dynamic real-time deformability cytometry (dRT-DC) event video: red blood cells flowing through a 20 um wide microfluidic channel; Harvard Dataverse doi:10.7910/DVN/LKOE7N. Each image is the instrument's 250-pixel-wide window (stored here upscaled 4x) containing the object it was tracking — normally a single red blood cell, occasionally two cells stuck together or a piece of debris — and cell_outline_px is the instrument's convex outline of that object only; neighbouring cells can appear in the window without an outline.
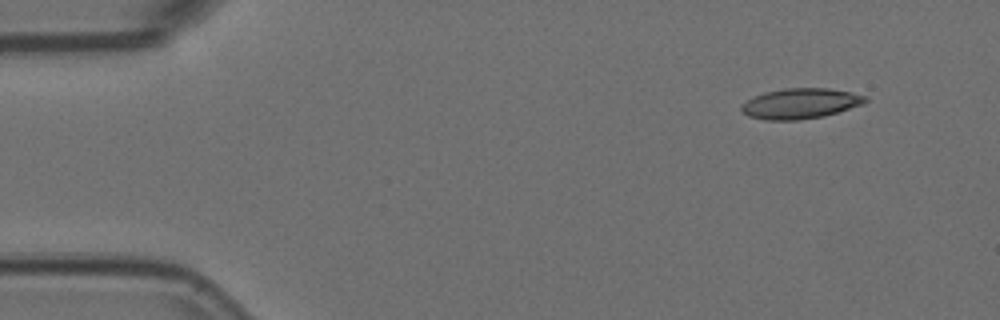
{"species": "Egyptian fruit bat (a non-hibernating species)", "species_latin": "Rousettus aegyptiacus", "temperature_condition": "room temperature", "stored_images_in_passage": 52, "camera_frame_rate_fps": 3000, "um_per_image_px": 0.085, "animal": {"sex": "female"}, "frame": {"image": 1, "passage_image": 1, "time_ms": 0.0, "image_size_px": [1000, 320], "cell_outline_px": [[868, 100], [864, 104], [824, 116], [796, 120], [764, 120], [748, 116], [740, 108], [740, 104], [764, 92], [784, 88], [828, 88], [868, 96]], "centroid_in_image_um": [68.03, 8.8], "position_along_channel_um": 17.0, "area_um2": 21.91}}
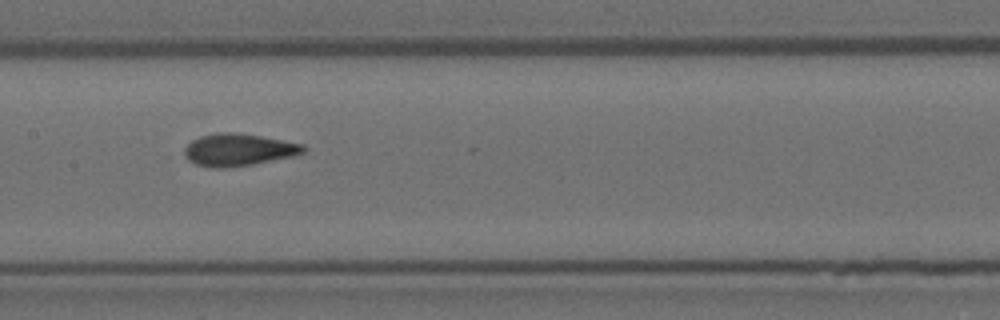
{"frame": {"image": 2, "passage_image": 23, "time_ms": 7.333, "image_size_px": [1000, 320], "cell_outline_px": [[308, 148], [304, 152], [296, 156], [252, 164], [224, 168], [216, 168], [196, 164], [188, 160], [184, 156], [184, 148], [192, 140], [200, 136], [216, 132], [236, 132], [260, 136], [304, 144]], "centroid_in_image_um": [20.28, 12.73], "position_along_channel_um": 187.1, "area_um2": 22.48}}
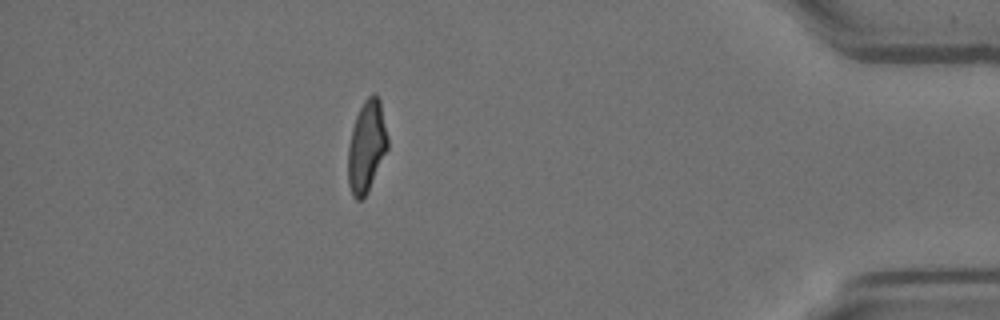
{"frame": {"image": 3, "passage_image": 45, "time_ms": 14.667, "image_size_px": [1000, 320], "cell_outline_px": [[388, 148], [368, 192], [360, 200], [356, 200], [352, 196], [348, 184], [348, 148], [352, 128], [356, 116], [364, 100], [372, 92], [380, 100], [388, 140]], "centroid_in_image_um": [31.15, 12.47], "position_along_channel_um": 404.0, "area_um2": 21.1}, "authors_computed_cell_mechanics": {"area_um2": 21.8484, "velocity_mm_per_s": 3.6209, "shape_relaxation_time_tau1_ms": 8.9399, "shape_relaxation_time_tau2_ms": 1.5268, "deformation_change_tau1": 0.2105, "deformation_change_tau2": 0.0802}}